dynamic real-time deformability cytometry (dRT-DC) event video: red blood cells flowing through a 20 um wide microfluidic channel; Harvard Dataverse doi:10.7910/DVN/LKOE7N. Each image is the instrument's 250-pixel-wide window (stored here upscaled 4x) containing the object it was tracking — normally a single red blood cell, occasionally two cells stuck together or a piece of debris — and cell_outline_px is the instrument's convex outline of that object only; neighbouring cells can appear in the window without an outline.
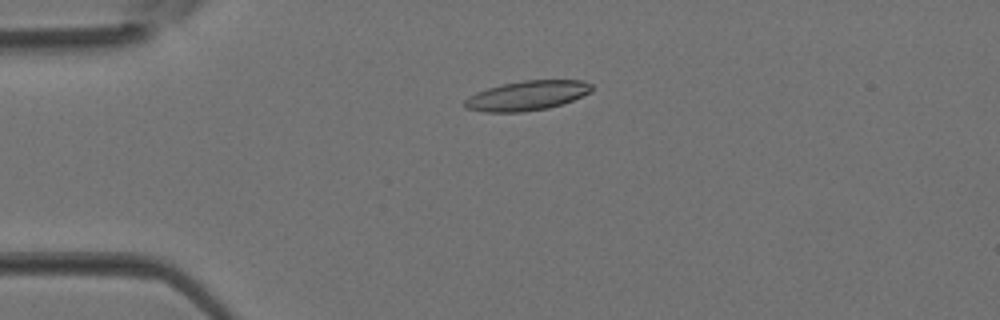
{"species": "Egyptian fruit bat (a non-hibernating species)", "species_latin": "Rousettus aegyptiacus", "temperature_condition": "room temperature", "stored_images_in_passage": 4, "camera_frame_rate_fps": 3000, "um_per_image_px": 0.085, "animal": {"sex": "female"}, "frame": {"image": 1, "passage_image": 3, "time_ms": 0.667, "image_size_px": [1000, 320], "cell_outline_px": [[592, 92], [572, 100], [548, 108], [524, 112], [484, 112], [464, 108], [464, 100], [468, 96], [476, 92], [488, 88], [504, 84], [524, 80], [584, 80], [592, 84]], "centroid_in_image_um": [44.79, 8.13], "position_along_channel_um": 40.2, "area_um2": 21.96}}